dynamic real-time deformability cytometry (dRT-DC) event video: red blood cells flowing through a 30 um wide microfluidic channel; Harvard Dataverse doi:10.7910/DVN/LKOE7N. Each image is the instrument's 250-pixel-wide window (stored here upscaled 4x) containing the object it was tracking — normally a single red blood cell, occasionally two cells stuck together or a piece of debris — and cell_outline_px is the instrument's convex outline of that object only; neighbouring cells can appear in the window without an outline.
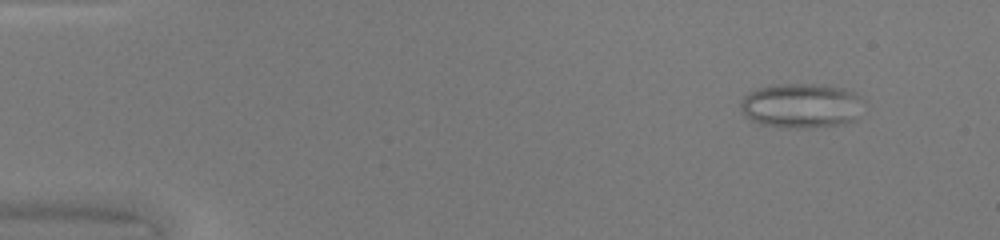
{"species": "common noctule bat (a hibernating species)", "species_latin": "Nyctalus noctula", "temperature_condition": "warm", "stored_images_in_passage": 48, "camera_frame_rate_fps": 3000, "um_per_image_px": 0.085, "animal": {"sex": "female", "body_mass_g": 20.0, "forearm_length_mm": 54.0}, "frame": {"image": 1, "passage_image": 5, "time_ms": 1.333, "image_size_px": [1000, 240], "cell_outline_px": [[860, 96], [856, 120], [844, 124], [812, 128], [792, 128], [760, 124], [744, 116], [740, 108], [740, 100], [748, 92], [760, 88], [780, 84], [824, 84], [844, 88], [856, 92]], "centroid_in_image_um": [68.08, 8.98], "position_along_channel_um": 16.9, "area_um2": 32.14}}
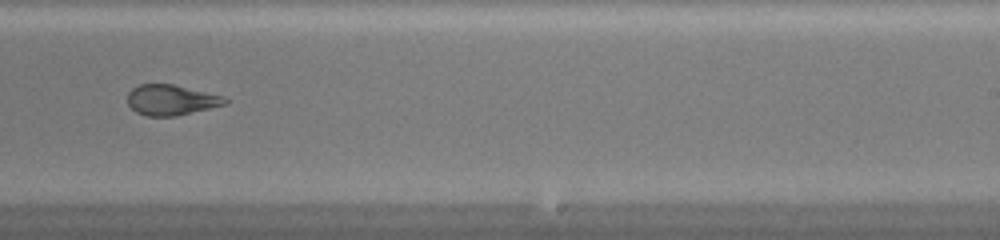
{"frame": {"image": 2, "passage_image": 31, "time_ms": 10.0, "image_size_px": [1000, 240], "cell_outline_px": [[228, 104], [176, 116], [148, 116], [136, 112], [128, 104], [128, 92], [132, 88], [140, 84], [172, 84], [224, 96], [228, 100]], "centroid_in_image_um": [14.56, 8.5], "position_along_channel_um": 274.4, "area_um2": 17.28}}
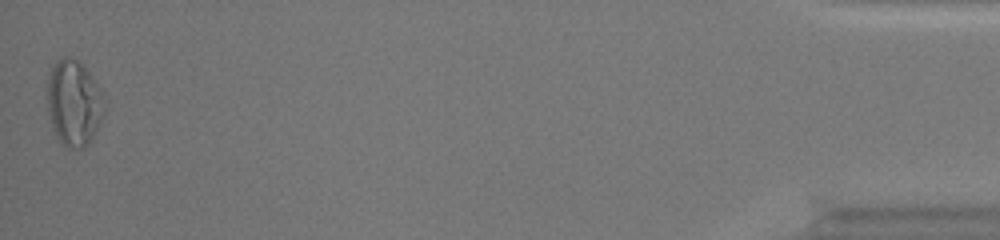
{"frame": {"image": 3, "passage_image": 48, "time_ms": 15.667, "image_size_px": [1000, 240], "cell_outline_px": [[108, 108], [104, 116], [88, 144], [80, 148], [68, 148], [60, 144], [56, 136], [52, 124], [48, 108], [48, 76], [56, 60], [64, 56], [68, 56], [76, 60], [88, 72], [96, 84]], "centroid_in_image_um": [6.29, 8.78], "position_along_channel_um": 428.9, "area_um2": 28.32}, "authors_computed_cell_mechanics": {"area_um2": 22.253, "velocity_mm_per_s": 4.3065, "shape_relaxation_time_tau1_ms": null, "shape_relaxation_time_tau2_ms": 1.1382, "deformation_change_tau1": null, "deformation_change_tau2": 0.0973}}